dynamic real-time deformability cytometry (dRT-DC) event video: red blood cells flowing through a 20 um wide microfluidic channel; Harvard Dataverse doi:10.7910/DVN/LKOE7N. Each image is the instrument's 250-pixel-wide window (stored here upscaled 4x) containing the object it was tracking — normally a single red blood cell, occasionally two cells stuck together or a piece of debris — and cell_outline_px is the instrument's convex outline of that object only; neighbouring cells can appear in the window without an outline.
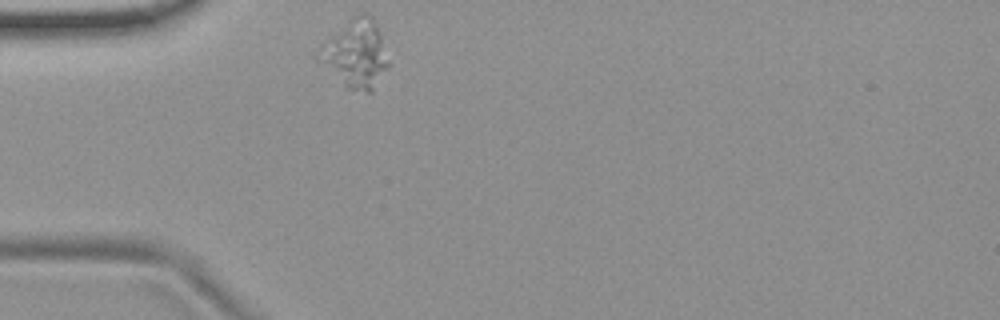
{"species": "common noctule bat (a hibernating species)", "species_latin": "Nyctalus noctula", "temperature_condition": "room temperature", "stored_images_in_passage": 41, "camera_frame_rate_fps": 3000, "um_per_image_px": 0.085, "animal": {"sex": "female", "body_mass_g": 19.9}, "frame": {"image": 1, "passage_image": 1, "time_ms": 0.0, "image_size_px": [1000, 320], "cell_outline_px": [[388, 68], [372, 92], [368, 92], [344, 88], [312, 56], [352, 16], [360, 12], [368, 12], [380, 32], [388, 64]], "centroid_in_image_um": [30.19, 4.62], "position_along_channel_um": 54.8, "area_um2": 27.57}}
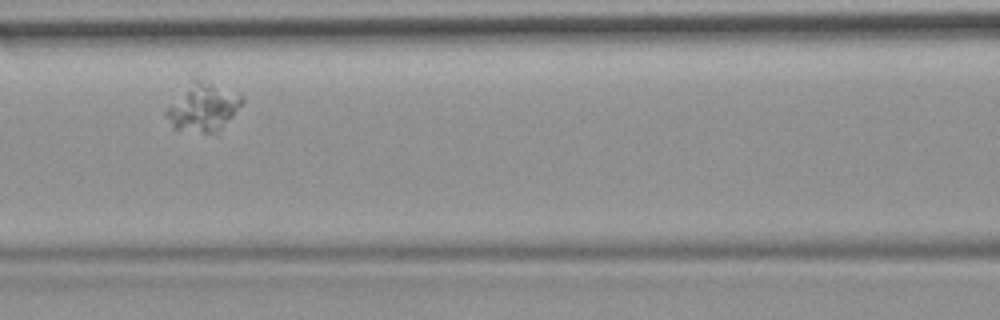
{"frame": {"image": 2, "passage_image": 10, "time_ms": 3.0, "image_size_px": [1000, 320], "cell_outline_px": [[244, 100], [232, 116], [216, 132], [200, 132], [172, 128], [164, 116], [164, 112], [196, 68], [200, 64], [240, 92], [244, 96]], "centroid_in_image_um": [17.29, 8.77], "position_along_channel_um": 149.3, "area_um2": 24.33}}
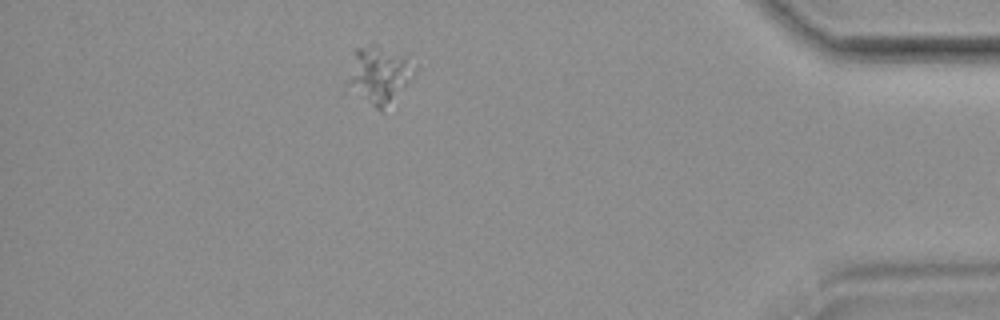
{"frame": {"image": 3, "passage_image": 35, "time_ms": 11.333, "image_size_px": [1000, 320], "cell_outline_px": [[420, 64], [404, 84], [380, 108], [376, 108], [348, 84], [348, 80], [356, 48], [372, 40]], "centroid_in_image_um": [32.23, 6.16], "position_along_channel_um": 403.0, "area_um2": 20.92}}